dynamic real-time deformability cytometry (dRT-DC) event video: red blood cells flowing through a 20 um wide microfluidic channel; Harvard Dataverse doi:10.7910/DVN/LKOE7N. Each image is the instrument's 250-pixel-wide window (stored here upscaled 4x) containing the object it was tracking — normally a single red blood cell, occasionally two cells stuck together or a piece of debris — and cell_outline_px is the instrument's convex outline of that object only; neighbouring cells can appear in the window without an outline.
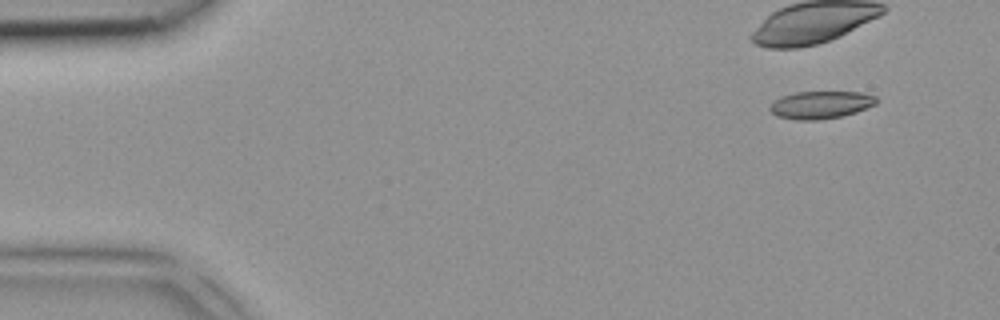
{"species": "common noctule bat (a hibernating species)", "species_latin": "Nyctalus noctula", "temperature_condition": "room temperature", "stored_images_in_passage": 4, "camera_frame_rate_fps": 3000, "um_per_image_px": 0.085, "animal": {"sex": "female", "body_mass_g": 18.4}, "frame": {"image": 1, "passage_image": 1, "time_ms": 0.0, "image_size_px": [1000, 320], "cell_outline_px": [[876, 104], [856, 112], [840, 116], [820, 120], [796, 120], [776, 116], [768, 108], [772, 100], [780, 96], [796, 92], [860, 92], [876, 96]], "centroid_in_image_um": [69.7, 8.91], "position_along_channel_um": 15.3, "area_um2": 17.22}}